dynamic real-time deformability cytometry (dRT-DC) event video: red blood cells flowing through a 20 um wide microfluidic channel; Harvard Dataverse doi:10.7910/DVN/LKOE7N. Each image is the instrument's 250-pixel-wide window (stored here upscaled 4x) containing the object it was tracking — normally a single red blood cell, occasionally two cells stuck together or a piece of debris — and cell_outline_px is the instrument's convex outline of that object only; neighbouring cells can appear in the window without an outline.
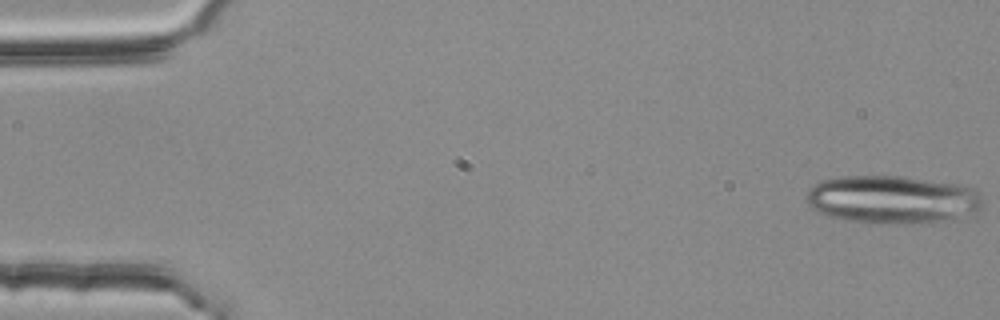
{"species": "common noctule bat (a hibernating species)", "species_latin": "Nyctalus noctula", "temperature_condition": "room temperature", "stored_images_in_passage": 23, "camera_frame_rate_fps": 3000, "um_per_image_px": 0.085, "animal": {"sex": "female", "body_mass_g": 25.1}, "frame": {"image": 1, "passage_image": 1, "time_ms": 0.0, "image_size_px": [1000, 320], "cell_outline_px": [[984, 208], [972, 212], [940, 220], [908, 224], [884, 224], [848, 220], [832, 216], [820, 212], [812, 208], [804, 200], [804, 196], [808, 188], [824, 180], [840, 176], [904, 176], [956, 184], [972, 188], [980, 192], [984, 200]], "centroid_in_image_um": [75.82, 16.94], "position_along_channel_um": 9.2, "area_um2": 49.19}}